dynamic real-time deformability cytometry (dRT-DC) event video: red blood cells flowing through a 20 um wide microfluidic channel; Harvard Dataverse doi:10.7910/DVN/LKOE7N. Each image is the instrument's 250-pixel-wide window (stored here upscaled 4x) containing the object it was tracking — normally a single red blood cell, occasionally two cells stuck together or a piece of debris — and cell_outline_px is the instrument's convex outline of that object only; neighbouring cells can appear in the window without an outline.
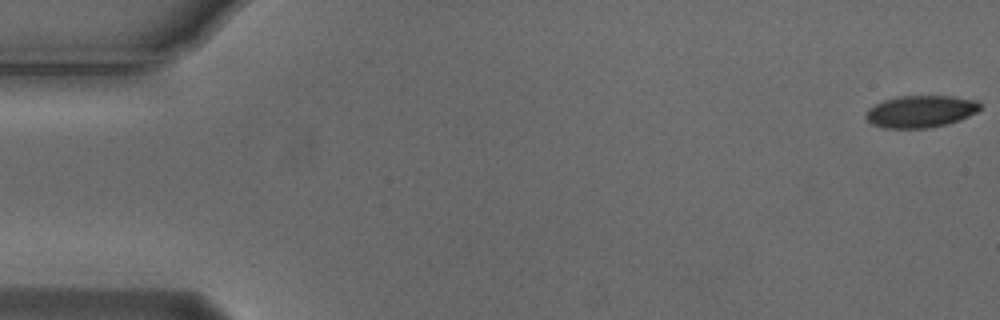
{"species": "Egyptian fruit bat (a non-hibernating species)", "species_latin": "Rousettus aegyptiacus", "temperature_condition": "cold", "stored_images_in_passage": 11, "camera_frame_rate_fps": 3000, "um_per_image_px": 0.085, "animal": {"sex": "male"}, "frame": {"image": 1, "passage_image": 1, "time_ms": 0.0, "image_size_px": [1000, 320], "cell_outline_px": [[980, 108], [976, 112], [960, 120], [928, 128], [884, 128], [872, 124], [864, 116], [864, 112], [868, 108], [884, 100], [900, 96], [952, 96], [980, 100]], "centroid_in_image_um": [78.24, 9.47], "position_along_channel_um": 6.8, "area_um2": 21.39}}
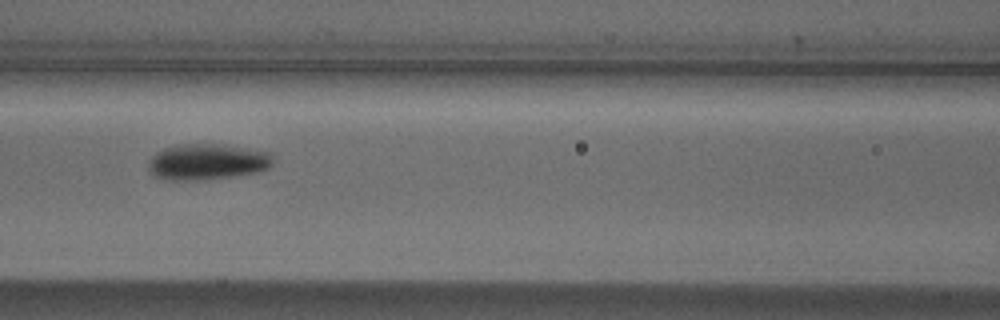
{"frame": {"image": 2, "passage_image": 7, "time_ms": 2.0, "image_size_px": [1000, 320], "cell_outline_px": [[272, 164], [268, 168], [256, 172], [236, 176], [196, 180], [168, 180], [152, 176], [148, 172], [148, 160], [156, 152], [164, 148], [180, 144], [212, 144], [248, 148], [268, 152], [272, 160]], "centroid_in_image_um": [17.54, 13.76], "position_along_channel_um": 149.1, "area_um2": 26.13}}
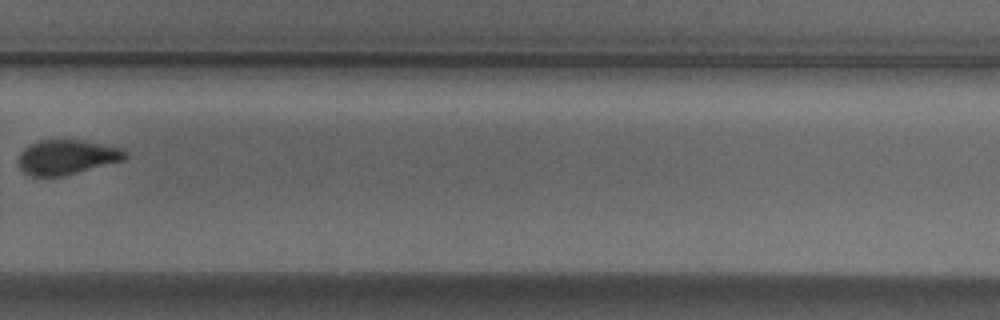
{"frame": {"image": 3, "passage_image": 11, "time_ms": 3.333, "image_size_px": [1000, 320], "cell_outline_px": [[128, 156], [124, 160], [64, 176], [28, 176], [16, 164], [16, 160], [20, 152], [24, 148], [40, 140], [80, 140], [124, 148], [128, 152]], "centroid_in_image_um": [5.67, 13.36], "position_along_channel_um": 324.1, "area_um2": 21.85}}